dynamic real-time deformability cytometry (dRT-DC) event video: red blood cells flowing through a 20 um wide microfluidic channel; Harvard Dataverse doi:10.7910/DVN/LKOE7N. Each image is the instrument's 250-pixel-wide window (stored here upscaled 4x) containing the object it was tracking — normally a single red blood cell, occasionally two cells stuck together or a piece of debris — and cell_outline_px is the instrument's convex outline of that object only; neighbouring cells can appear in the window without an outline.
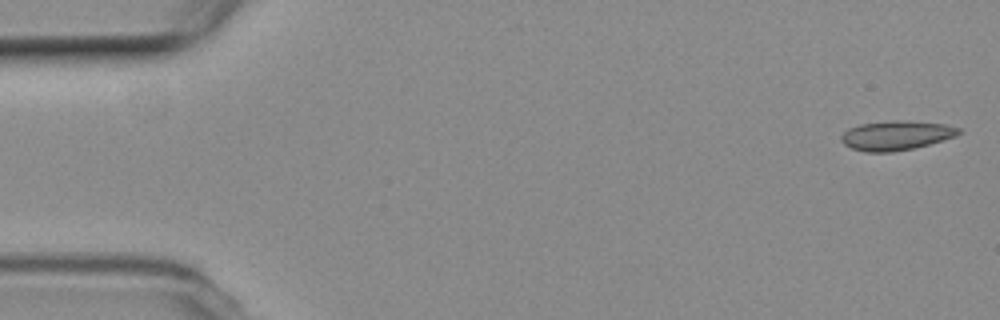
{"species": "common noctule bat (a hibernating species)", "species_latin": "Nyctalus noctula", "temperature_condition": "room temperature", "stored_images_in_passage": 54, "camera_frame_rate_fps": 3000, "um_per_image_px": 0.085, "animal": {"sex": "female", "body_mass_g": 19.3, "forearm_length_mm": 54.1}, "frame": {"image": 1, "passage_image": 1, "time_ms": 0.0, "image_size_px": [1000, 320], "cell_outline_px": [[964, 132], [956, 136], [928, 144], [912, 148], [892, 152], [864, 152], [852, 148], [844, 144], [840, 140], [840, 136], [848, 128], [860, 124], [896, 120], [900, 120], [944, 124], [960, 128]], "centroid_in_image_um": [76.16, 11.51], "position_along_channel_um": 8.8, "area_um2": 20.06}}
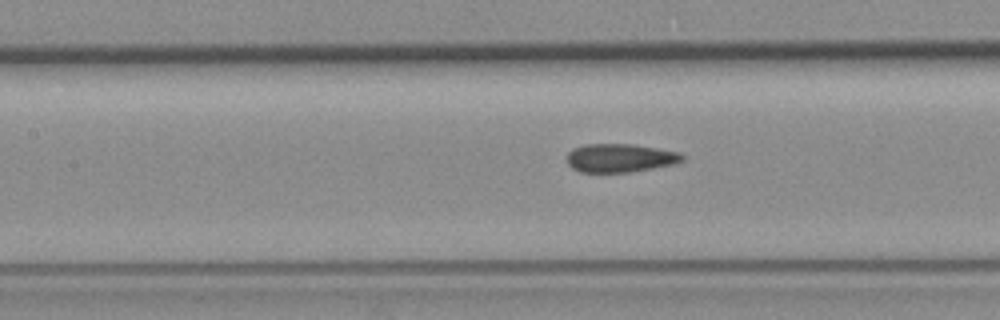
{"frame": {"image": 2, "passage_image": 23, "time_ms": 7.333, "image_size_px": [1000, 320], "cell_outline_px": [[684, 160], [672, 164], [632, 172], [580, 172], [572, 168], [568, 164], [568, 152], [572, 148], [584, 144], [632, 144], [680, 152], [684, 156]], "centroid_in_image_um": [52.69, 13.42], "position_along_channel_um": 154.7, "area_um2": 19.13}}
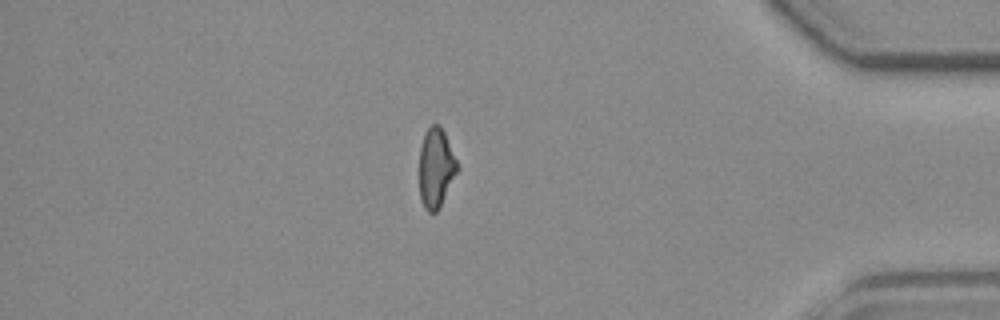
{"frame": {"image": 3, "passage_image": 46, "time_ms": 15.0, "image_size_px": [1000, 320], "cell_outline_px": [[460, 168], [440, 208], [436, 212], [428, 212], [424, 208], [420, 196], [420, 148], [424, 136], [428, 128], [432, 124], [440, 124], [444, 132]], "centroid_in_image_um": [37.08, 14.3], "position_along_channel_um": 398.1, "area_um2": 17.63}}